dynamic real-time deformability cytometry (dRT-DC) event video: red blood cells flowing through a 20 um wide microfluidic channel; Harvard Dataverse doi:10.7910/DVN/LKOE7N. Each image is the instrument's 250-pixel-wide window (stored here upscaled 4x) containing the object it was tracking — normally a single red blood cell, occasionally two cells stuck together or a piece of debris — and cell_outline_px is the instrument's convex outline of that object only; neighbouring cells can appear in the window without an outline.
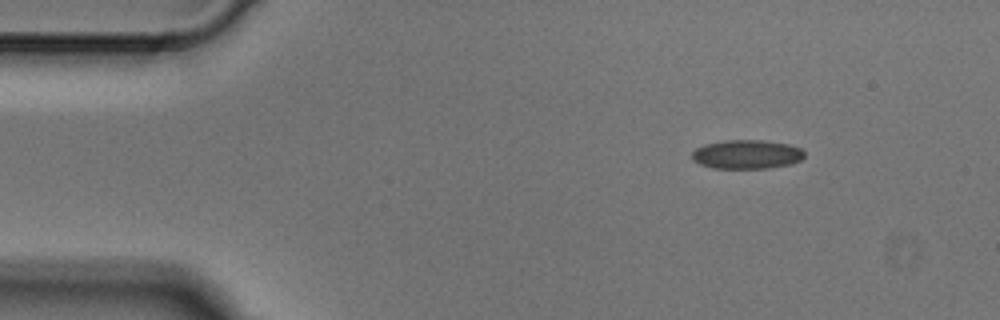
{"species": "Egyptian fruit bat (a non-hibernating species)", "species_latin": "Rousettus aegyptiacus", "temperature_condition": "cold", "stored_images_in_passage": 3, "camera_frame_rate_fps": 3000, "um_per_image_px": 0.085, "animal": {"sex": "male"}, "frame": {"image": 1, "passage_image": 1, "time_ms": 0.0, "image_size_px": [1000, 320], "cell_outline_px": [[804, 156], [800, 160], [792, 164], [768, 168], [712, 168], [700, 164], [692, 160], [692, 152], [696, 148], [704, 144], [724, 140], [764, 140], [788, 144], [800, 148], [804, 152]], "centroid_in_image_um": [63.46, 13.12], "position_along_channel_um": 21.5, "area_um2": 19.07}}
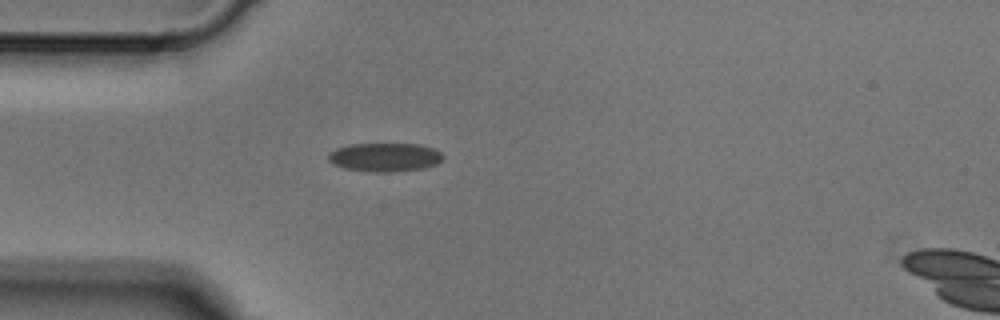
{"frame": {"image": 2, "passage_image": 3, "time_ms": 0.667, "image_size_px": [1000, 320], "cell_outline_px": [[444, 160], [436, 164], [424, 168], [396, 172], [372, 172], [344, 168], [328, 160], [328, 152], [336, 148], [352, 144], [420, 144], [432, 148], [440, 152], [444, 156]], "centroid_in_image_um": [32.73, 13.36], "position_along_channel_um": 52.3, "area_um2": 19.25}}